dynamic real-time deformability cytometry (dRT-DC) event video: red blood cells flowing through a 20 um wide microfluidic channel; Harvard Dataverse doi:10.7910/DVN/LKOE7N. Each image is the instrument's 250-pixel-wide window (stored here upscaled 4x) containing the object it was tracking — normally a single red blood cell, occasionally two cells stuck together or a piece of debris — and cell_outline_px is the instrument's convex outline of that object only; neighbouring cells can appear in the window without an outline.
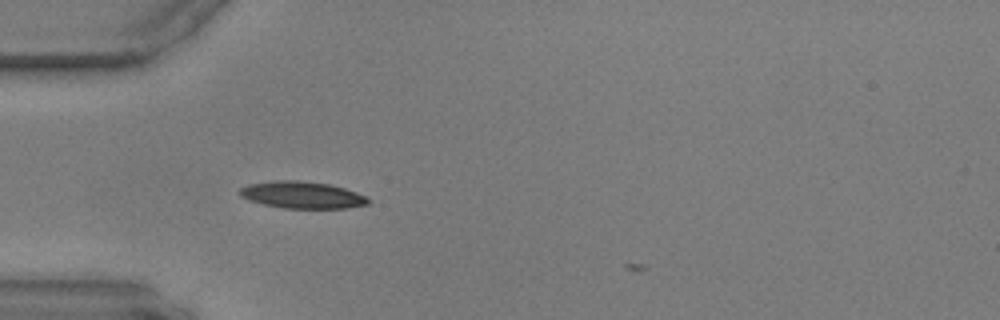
{"species": "common noctule bat (a hibernating species)", "species_latin": "Nyctalus noctula", "temperature_condition": "warm", "stored_images_in_passage": 2, "camera_frame_rate_fps": 3000, "um_per_image_px": 0.085, "animal": {"sex": "male", "body_mass_g": 17.9, "forearm_length_mm": 54.2}, "frame": {"image": 1, "passage_image": 1, "time_ms": 0.0, "image_size_px": [1000, 320], "cell_outline_px": [[368, 204], [348, 208], [284, 208], [264, 204], [248, 200], [240, 196], [240, 188], [248, 184], [276, 180], [300, 180], [328, 184], [344, 188], [356, 192], [364, 196], [368, 200]], "centroid_in_image_um": [25.65, 16.56], "position_along_channel_um": 59.4, "area_um2": 20.0}}